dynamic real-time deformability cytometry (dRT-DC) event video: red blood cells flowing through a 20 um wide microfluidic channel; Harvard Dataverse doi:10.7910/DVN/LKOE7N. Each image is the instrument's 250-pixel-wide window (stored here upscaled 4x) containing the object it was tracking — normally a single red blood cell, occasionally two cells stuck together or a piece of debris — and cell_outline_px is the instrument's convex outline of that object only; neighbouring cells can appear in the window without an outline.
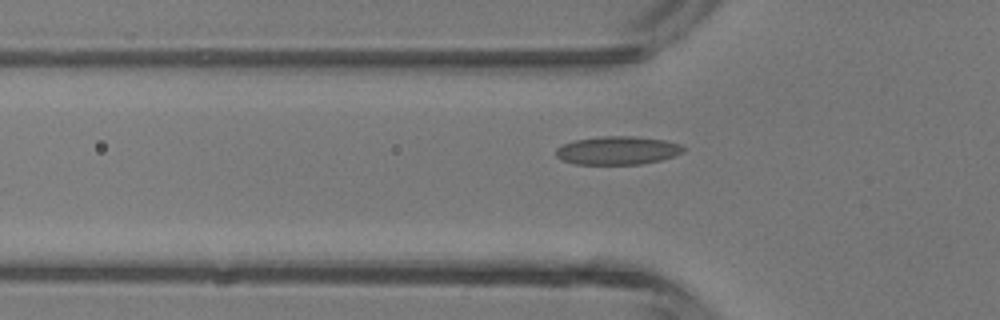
{"species": "common noctule bat (a hibernating species)", "species_latin": "Nyctalus noctula", "temperature_condition": "room temperature", "stored_images_in_passage": 2, "camera_frame_rate_fps": 3000, "um_per_image_px": 0.085, "animal": {"sex": "male", "body_mass_g": 13.3}, "frame": {"image": 1, "passage_image": 2, "time_ms": 1.333, "image_size_px": [1000, 320], "cell_outline_px": [[684, 152], [676, 156], [660, 160], [640, 164], [576, 164], [560, 160], [556, 156], [556, 148], [564, 144], [576, 140], [600, 136], [632, 136], [664, 140], [680, 144], [684, 148]], "centroid_in_image_um": [52.49, 12.79], "position_along_channel_um": 73.3, "area_um2": 21.04}}